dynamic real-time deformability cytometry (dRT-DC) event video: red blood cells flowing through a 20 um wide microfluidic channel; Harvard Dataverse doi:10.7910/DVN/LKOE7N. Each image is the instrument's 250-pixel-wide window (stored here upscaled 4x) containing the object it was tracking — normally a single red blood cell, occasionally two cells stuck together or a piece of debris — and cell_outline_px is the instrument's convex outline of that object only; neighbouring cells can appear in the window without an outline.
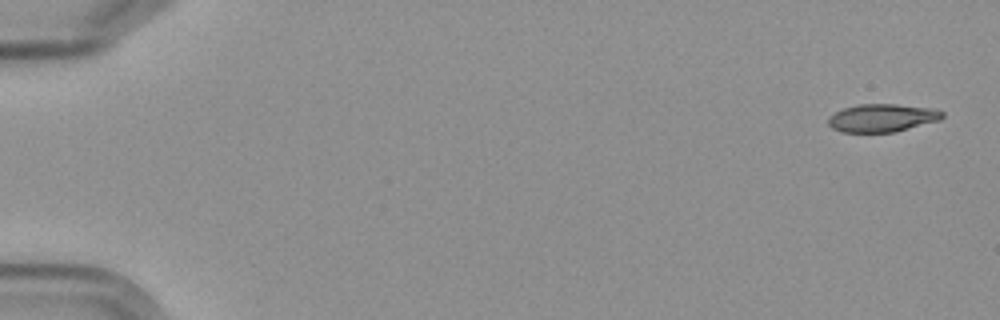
{"species": "Egyptian fruit bat (a non-hibernating species)", "species_latin": "Rousettus aegyptiacus", "temperature_condition": "cold", "stored_images_in_passage": 5, "camera_frame_rate_fps": 3000, "um_per_image_px": 0.085, "frame": {"image": 1, "passage_image": 1, "time_ms": 0.0, "image_size_px": [1000, 320], "cell_outline_px": [[944, 116], [940, 120], [896, 132], [840, 132], [832, 128], [828, 124], [828, 116], [844, 108], [860, 104], [896, 104], [936, 108], [944, 112]], "centroid_in_image_um": [75.01, 10.02], "position_along_channel_um": 10.0, "area_um2": 18.79}}